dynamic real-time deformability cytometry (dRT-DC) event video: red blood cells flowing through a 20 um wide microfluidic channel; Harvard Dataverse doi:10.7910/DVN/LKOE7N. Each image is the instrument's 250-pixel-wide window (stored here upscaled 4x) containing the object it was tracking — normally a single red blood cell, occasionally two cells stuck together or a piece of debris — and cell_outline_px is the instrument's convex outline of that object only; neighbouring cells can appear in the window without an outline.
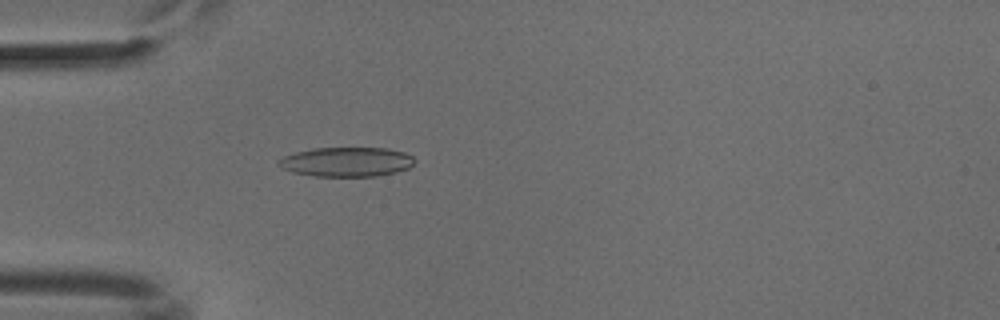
{"species": "common noctule bat (a hibernating species)", "species_latin": "Nyctalus noctula", "temperature_condition": "cold", "stored_images_in_passage": 38, "camera_frame_rate_fps": 3000, "um_per_image_px": 0.085, "animal": {"sex": "male", "body_mass_g": 18.8}, "frame": {"image": 1, "passage_image": 1, "time_ms": 0.0, "image_size_px": [1000, 320], "cell_outline_px": [[416, 160], [408, 168], [396, 172], [376, 176], [316, 176], [292, 172], [276, 164], [284, 156], [296, 152], [312, 148], [388, 148], [404, 152], [412, 156]], "centroid_in_image_um": [29.48, 13.75], "position_along_channel_um": 55.5, "area_um2": 23.24}}
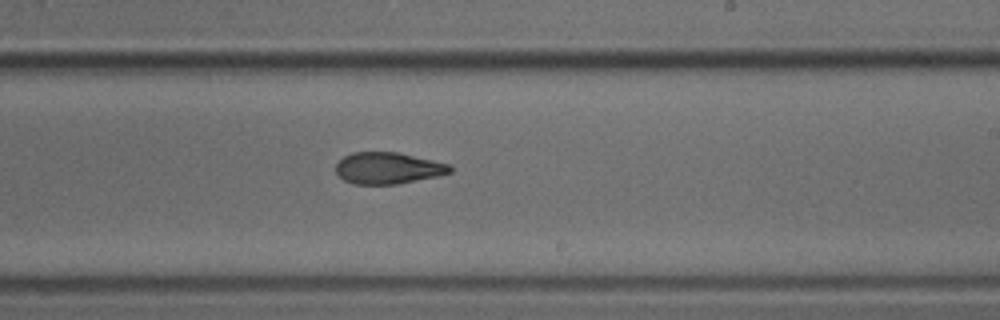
{"frame": {"image": 2, "passage_image": 17, "time_ms": 5.333, "image_size_px": [1000, 320], "cell_outline_px": [[452, 172], [440, 176], [396, 184], [352, 184], [344, 180], [336, 172], [336, 164], [344, 156], [352, 152], [396, 152], [432, 160], [448, 164], [452, 168]], "centroid_in_image_um": [32.97, 14.3], "position_along_channel_um": 256.0, "area_um2": 20.92}}
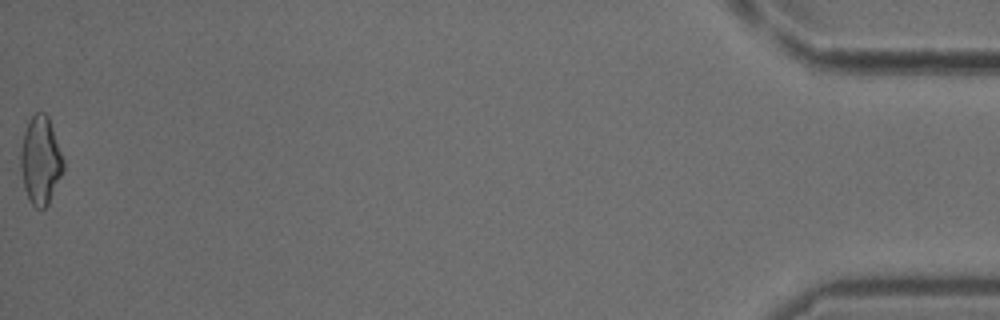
{"frame": {"image": 3, "passage_image": 38, "time_ms": 12.333, "image_size_px": [1000, 320], "cell_outline_px": [[64, 172], [48, 204], [44, 208], [36, 208], [32, 204], [24, 188], [20, 168], [20, 152], [24, 132], [28, 120], [36, 112], [44, 112], [48, 116], [64, 160]], "centroid_in_image_um": [3.45, 13.63], "position_along_channel_um": 431.8, "area_um2": 21.96}}